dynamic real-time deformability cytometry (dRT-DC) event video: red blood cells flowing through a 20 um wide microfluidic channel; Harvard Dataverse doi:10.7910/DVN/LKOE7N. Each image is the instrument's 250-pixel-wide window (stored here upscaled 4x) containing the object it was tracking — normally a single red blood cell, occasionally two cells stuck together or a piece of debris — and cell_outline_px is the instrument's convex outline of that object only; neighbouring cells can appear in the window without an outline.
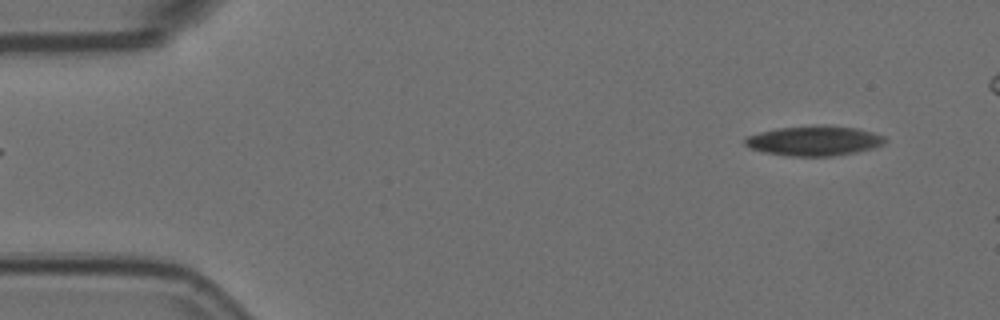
{"species": "Egyptian fruit bat (a non-hibernating species)", "species_latin": "Rousettus aegyptiacus", "temperature_condition": "room temperature", "stored_images_in_passage": 4, "camera_frame_rate_fps": 3000, "um_per_image_px": 0.085, "animal": {"sex": "female"}, "frame": {"image": 1, "passage_image": 4, "time_ms": 1.0, "image_size_px": [1000, 320], "cell_outline_px": [[888, 140], [884, 144], [872, 148], [856, 152], [832, 156], [788, 156], [764, 152], [748, 148], [744, 144], [744, 140], [748, 136], [760, 132], [776, 128], [816, 124], [828, 124], [856, 128], [872, 132], [884, 136]], "centroid_in_image_um": [69.2, 11.95], "position_along_channel_um": 15.8, "area_um2": 24.74}}